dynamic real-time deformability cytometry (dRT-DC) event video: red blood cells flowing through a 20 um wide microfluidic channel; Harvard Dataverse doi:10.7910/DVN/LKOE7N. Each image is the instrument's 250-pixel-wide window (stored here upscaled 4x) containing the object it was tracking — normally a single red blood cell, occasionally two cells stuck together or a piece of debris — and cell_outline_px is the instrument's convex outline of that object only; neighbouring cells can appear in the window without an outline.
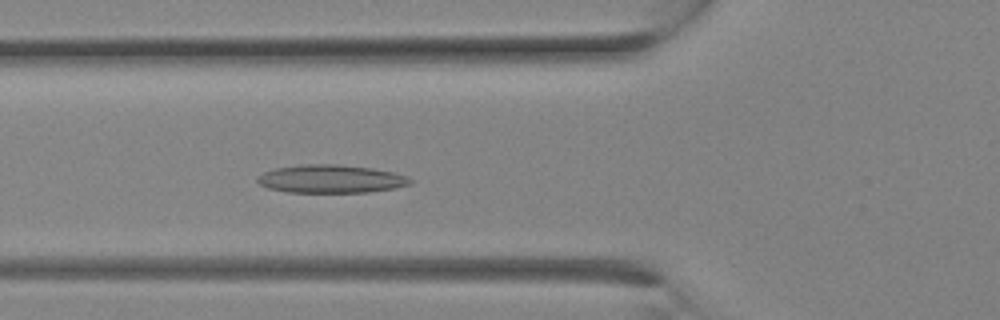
{"species": "Egyptian fruit bat (a non-hibernating species)", "species_latin": "Rousettus aegyptiacus", "temperature_condition": "room temperature", "stored_images_in_passage": 9, "camera_frame_rate_fps": 3000, "um_per_image_px": 0.085, "animal": {"sex": "female"}, "frame": {"image": 1, "passage_image": 9, "time_ms": 2.667, "image_size_px": [1000, 320], "cell_outline_px": [[416, 180], [412, 184], [396, 188], [368, 192], [288, 192], [268, 188], [260, 184], [256, 180], [256, 176], [272, 168], [300, 164], [340, 164], [372, 168], [392, 172], [408, 176]], "centroid_in_image_um": [28.14, 15.2], "position_along_channel_um": 97.7, "area_um2": 25.43}}